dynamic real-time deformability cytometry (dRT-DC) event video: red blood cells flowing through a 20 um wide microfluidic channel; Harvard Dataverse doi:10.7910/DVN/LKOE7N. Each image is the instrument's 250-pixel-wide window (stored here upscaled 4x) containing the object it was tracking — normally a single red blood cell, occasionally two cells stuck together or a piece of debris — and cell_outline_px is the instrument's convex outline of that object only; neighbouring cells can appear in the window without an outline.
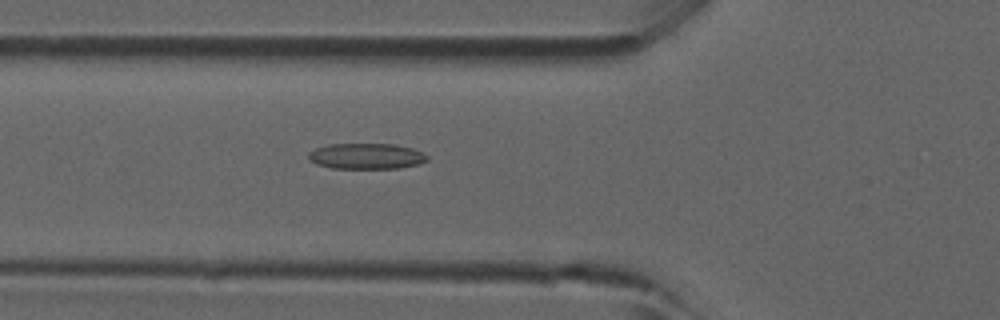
{"species": "common noctule bat (a hibernating species)", "species_latin": "Nyctalus noctula", "temperature_condition": "room temperature", "stored_images_in_passage": 28, "camera_frame_rate_fps": 3000, "um_per_image_px": 0.085, "animal": {"sex": "male", "forearm_length_mm": 52.5}, "frame": {"image": 1, "passage_image": 16, "time_ms": 5.0, "image_size_px": [1000, 320], "cell_outline_px": [[428, 160], [420, 164], [400, 168], [332, 168], [316, 164], [308, 160], [308, 152], [316, 148], [328, 144], [396, 144], [412, 148], [428, 156]], "centroid_in_image_um": [31.12, 13.27], "position_along_channel_um": 94.7, "area_um2": 17.92}}
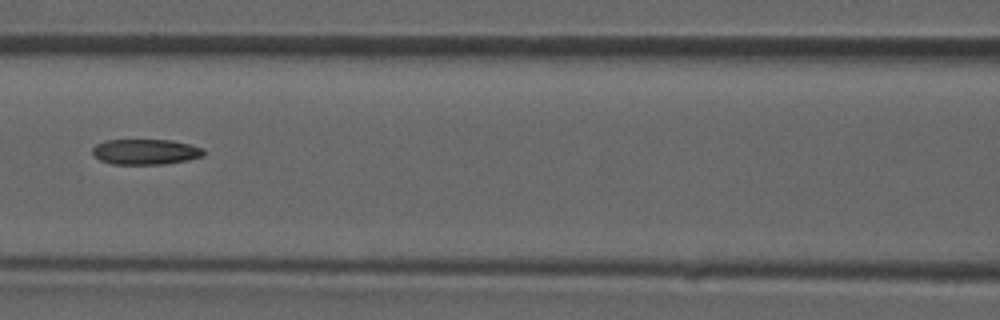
{"frame": {"image": 2, "passage_image": 20, "time_ms": 6.333, "image_size_px": [1000, 320], "cell_outline_px": [[204, 156], [188, 160], [164, 164], [112, 164], [100, 160], [92, 152], [92, 148], [96, 144], [104, 140], [172, 140], [204, 148]], "centroid_in_image_um": [12.38, 12.9], "position_along_channel_um": 154.2, "area_um2": 16.53}}